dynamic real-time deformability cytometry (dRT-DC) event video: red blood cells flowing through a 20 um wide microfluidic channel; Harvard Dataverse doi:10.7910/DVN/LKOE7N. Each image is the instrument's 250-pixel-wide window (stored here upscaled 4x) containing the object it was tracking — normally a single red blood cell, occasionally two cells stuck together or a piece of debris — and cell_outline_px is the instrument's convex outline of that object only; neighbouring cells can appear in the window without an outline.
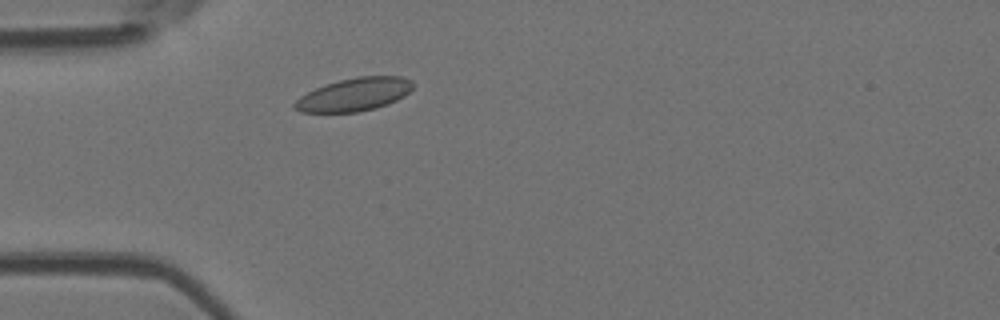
{"species": "Egyptian fruit bat (a non-hibernating species)", "species_latin": "Rousettus aegyptiacus", "temperature_condition": "room temperature", "stored_images_in_passage": 45, "camera_frame_rate_fps": 3000, "um_per_image_px": 0.085, "animal": {"sex": "female"}, "frame": {"image": 1, "passage_image": 7, "time_ms": 2.0, "image_size_px": [1000, 320], "cell_outline_px": [[412, 88], [404, 96], [388, 104], [376, 108], [356, 112], [300, 112], [292, 108], [292, 104], [300, 96], [324, 84], [356, 76], [400, 76], [412, 80]], "centroid_in_image_um": [30.08, 8.03], "position_along_channel_um": 54.9, "area_um2": 22.83}}
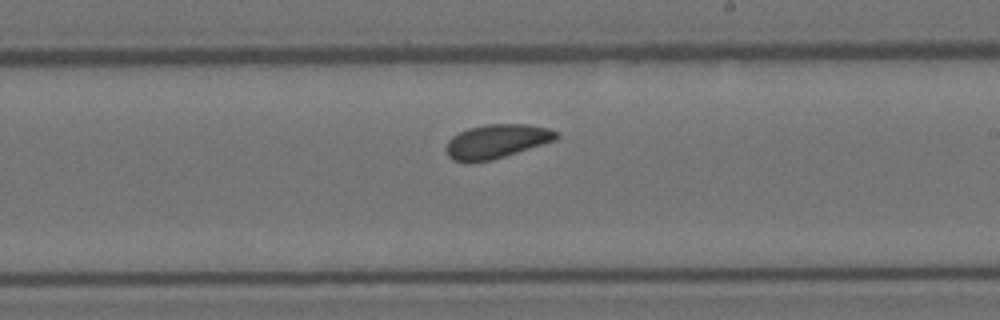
{"frame": {"image": 2, "passage_image": 23, "time_ms": 7.333, "image_size_px": [1000, 320], "cell_outline_px": [[560, 136], [556, 140], [492, 160], [452, 160], [448, 156], [448, 140], [452, 136], [468, 128], [484, 124], [528, 124], [548, 128], [560, 132]], "centroid_in_image_um": [42.29, 11.97], "position_along_channel_um": 246.7, "area_um2": 21.44}}
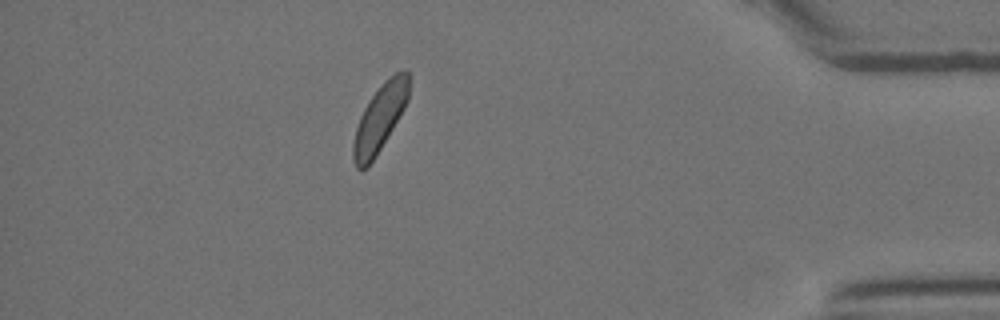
{"frame": {"image": 3, "passage_image": 39, "time_ms": 12.667, "image_size_px": [1000, 320], "cell_outline_px": [[408, 100], [404, 108], [376, 156], [368, 168], [356, 168], [352, 156], [352, 144], [356, 128], [360, 116], [364, 108], [372, 96], [384, 80], [396, 72], [408, 72]], "centroid_in_image_um": [32.25, 10.08], "position_along_channel_um": 403.0, "area_um2": 21.27}, "authors_computed_cell_mechanics": {"area_um2": 21.8484, "velocity_mm_per_s": 3.7287, "shape_relaxation_time_tau1_ms": null, "shape_relaxation_time_tau2_ms": 3.1188, "deformation_change_tau1": null, "deformation_change_tau2": 0.069}}